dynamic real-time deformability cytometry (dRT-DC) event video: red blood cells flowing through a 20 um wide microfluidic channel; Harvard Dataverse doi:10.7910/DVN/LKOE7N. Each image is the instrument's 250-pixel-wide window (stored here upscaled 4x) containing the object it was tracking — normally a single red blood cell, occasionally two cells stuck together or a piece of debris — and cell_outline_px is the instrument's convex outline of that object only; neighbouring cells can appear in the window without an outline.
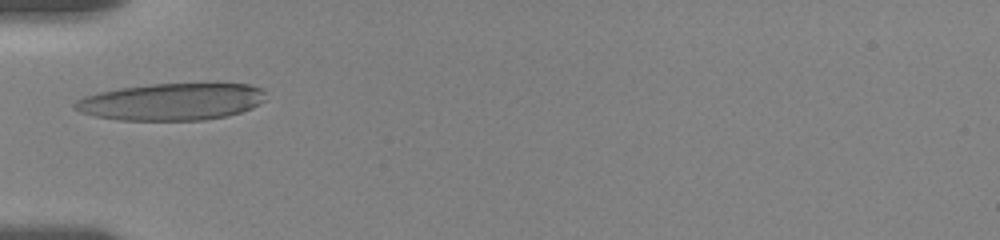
{"species": "human", "species_latin": "Homo sapiens", "temperature_condition": "room temperature", "stored_images_in_passage": 6, "camera_frame_rate_fps": 3000, "um_per_image_px": 0.085, "donor": {"sex": "female"}, "frame": {"image": 1, "passage_image": 1, "time_ms": 0.0, "image_size_px": [1000, 240], "cell_outline_px": [[264, 100], [260, 104], [252, 108], [228, 116], [204, 120], [120, 120], [96, 116], [80, 112], [72, 108], [72, 104], [76, 100], [84, 96], [100, 92], [120, 88], [152, 84], [216, 80], [248, 84], [264, 88]], "centroid_in_image_um": [14.68, 8.6], "position_along_channel_um": 70.3, "area_um2": 42.6}}
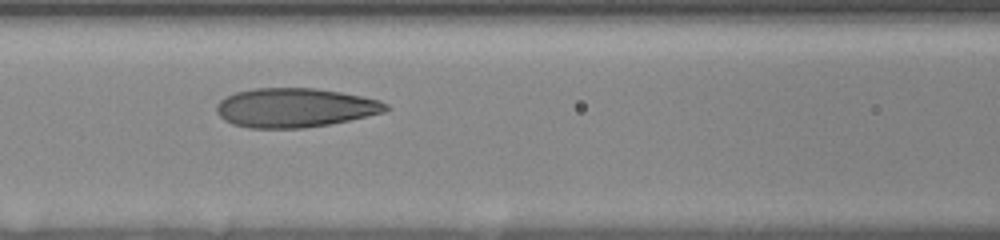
{"frame": {"image": 2, "passage_image": 5, "time_ms": 2.0, "image_size_px": [1000, 240], "cell_outline_px": [[388, 108], [384, 112], [348, 120], [328, 124], [304, 128], [248, 128], [232, 124], [224, 120], [216, 112], [216, 104], [220, 100], [236, 92], [256, 88], [316, 88], [340, 92], [380, 100], [388, 104]], "centroid_in_image_um": [25.03, 9.16], "position_along_channel_um": 141.6, "area_um2": 38.49}}
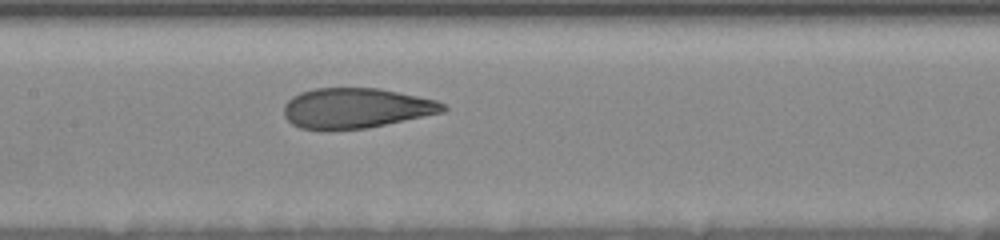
{"frame": {"image": 3, "passage_image": 6, "time_ms": 3.0, "image_size_px": [1000, 240], "cell_outline_px": [[448, 108], [444, 112], [368, 128], [324, 132], [300, 128], [292, 124], [284, 116], [284, 104], [292, 96], [300, 92], [316, 88], [380, 88], [436, 100], [444, 104]], "centroid_in_image_um": [30.22, 9.22], "position_along_channel_um": 177.2, "area_um2": 37.86}}